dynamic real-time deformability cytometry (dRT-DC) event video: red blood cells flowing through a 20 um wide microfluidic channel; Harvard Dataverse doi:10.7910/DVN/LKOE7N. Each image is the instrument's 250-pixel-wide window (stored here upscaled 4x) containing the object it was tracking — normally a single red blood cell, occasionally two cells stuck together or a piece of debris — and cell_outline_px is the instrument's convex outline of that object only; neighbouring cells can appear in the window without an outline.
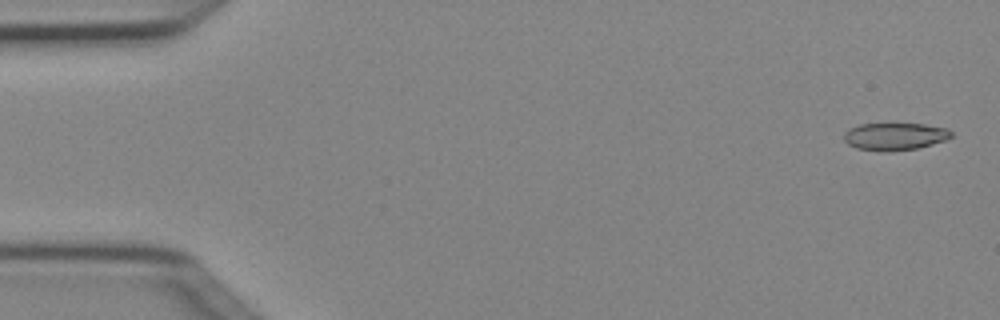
{"species": "Egyptian fruit bat (a non-hibernating species)", "species_latin": "Rousettus aegyptiacus", "temperature_condition": "cold", "stored_images_in_passage": 4, "camera_frame_rate_fps": 3000, "um_per_image_px": 0.085, "animal": {"sex": "female"}, "frame": {"image": 1, "passage_image": 1, "time_ms": 0.0, "image_size_px": [1000, 320], "cell_outline_px": [[952, 136], [944, 140], [932, 144], [916, 148], [888, 152], [880, 152], [856, 148], [848, 144], [844, 140], [844, 132], [848, 128], [860, 124], [924, 124], [948, 128], [952, 132]], "centroid_in_image_um": [76.03, 11.6], "position_along_channel_um": 9.0, "area_um2": 17.22}}
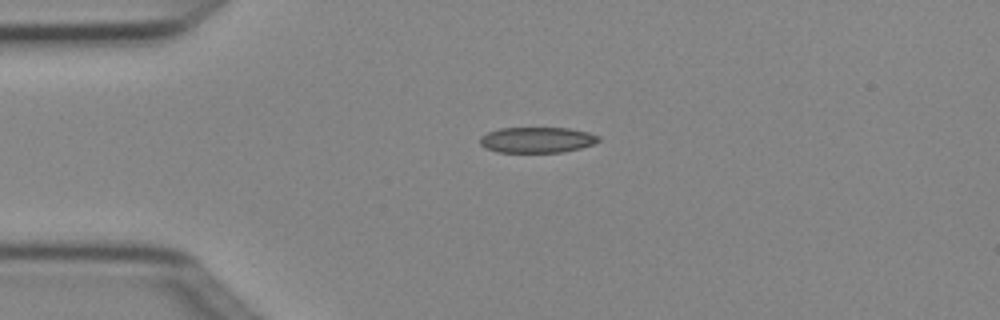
{"frame": {"image": 2, "passage_image": 3, "time_ms": 0.667, "image_size_px": [1000, 320], "cell_outline_px": [[600, 140], [592, 144], [580, 148], [564, 152], [496, 152], [484, 148], [480, 144], [480, 136], [488, 132], [500, 128], [568, 128], [588, 132], [600, 136]], "centroid_in_image_um": [45.62, 11.89], "position_along_channel_um": 39.4, "area_um2": 17.8}}